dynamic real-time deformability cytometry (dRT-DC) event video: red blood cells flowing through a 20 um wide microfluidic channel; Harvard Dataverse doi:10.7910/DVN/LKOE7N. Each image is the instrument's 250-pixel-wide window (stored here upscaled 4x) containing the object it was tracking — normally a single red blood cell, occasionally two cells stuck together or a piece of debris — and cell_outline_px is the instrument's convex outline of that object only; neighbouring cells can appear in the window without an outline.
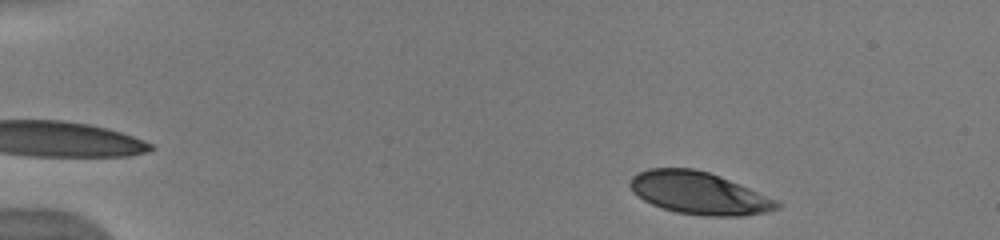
{"species": "human", "species_latin": "Homo sapiens", "temperature_condition": "warm", "stored_images_in_passage": 46, "camera_frame_rate_fps": 3000, "um_per_image_px": 0.085, "donor": {"sex": "male"}, "frame": {"image": 1, "passage_image": 2, "time_ms": 0.333, "image_size_px": [1000, 240], "cell_outline_px": [[780, 208], [764, 212], [744, 216], [704, 216], [676, 212], [652, 204], [644, 200], [632, 192], [628, 184], [632, 176], [636, 172], [648, 168], [692, 168], [708, 172], [720, 176], [776, 200], [780, 204]], "centroid_in_image_um": [59.35, 16.41], "position_along_channel_um": 25.6, "area_um2": 36.07}}
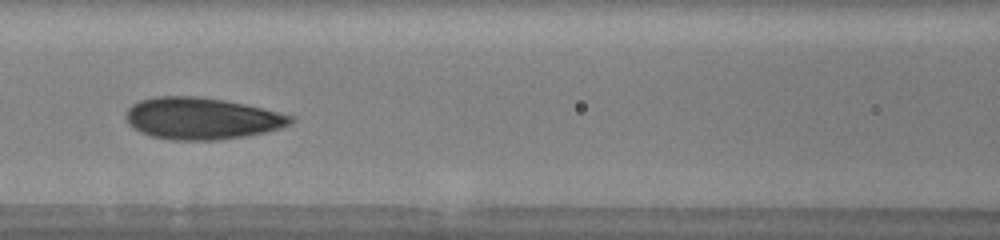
{"frame": {"image": 2, "passage_image": 19, "time_ms": 6.0, "image_size_px": [1000, 240], "cell_outline_px": [[296, 120], [292, 124], [280, 128], [264, 132], [244, 136], [216, 140], [172, 140], [152, 136], [140, 132], [128, 124], [128, 108], [132, 104], [140, 100], [156, 96], [196, 96], [224, 100], [244, 104], [280, 112], [296, 116]], "centroid_in_image_um": [17.18, 10.06], "position_along_channel_um": 149.4, "area_um2": 40.06}}
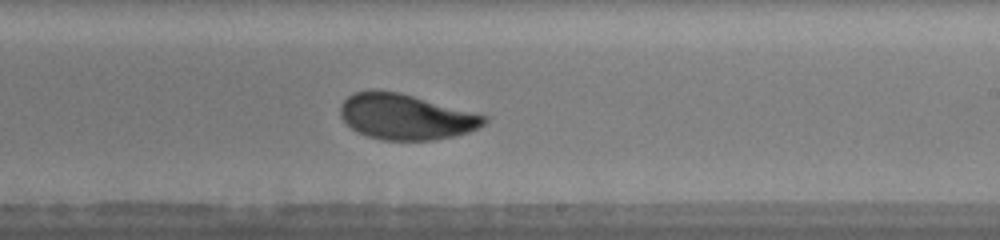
{"frame": {"image": 3, "passage_image": 27, "time_ms": 8.667, "image_size_px": [1000, 240], "cell_outline_px": [[488, 120], [484, 124], [468, 132], [452, 136], [432, 140], [384, 140], [368, 136], [352, 128], [340, 116], [340, 104], [352, 92], [400, 92], [488, 116]], "centroid_in_image_um": [34.5, 9.93], "position_along_channel_um": 254.5, "area_um2": 37.57}, "authors_computed_cell_mechanics": {"area_um2": 37.8879, "velocity_mm_per_s": 3.9497, "shape_relaxation_time_tau1_ms": 4.46, "shape_relaxation_time_tau2_ms": 0.7794, "deformation_change_tau1": 0.1698, "deformation_change_tau2": 0.0569}}